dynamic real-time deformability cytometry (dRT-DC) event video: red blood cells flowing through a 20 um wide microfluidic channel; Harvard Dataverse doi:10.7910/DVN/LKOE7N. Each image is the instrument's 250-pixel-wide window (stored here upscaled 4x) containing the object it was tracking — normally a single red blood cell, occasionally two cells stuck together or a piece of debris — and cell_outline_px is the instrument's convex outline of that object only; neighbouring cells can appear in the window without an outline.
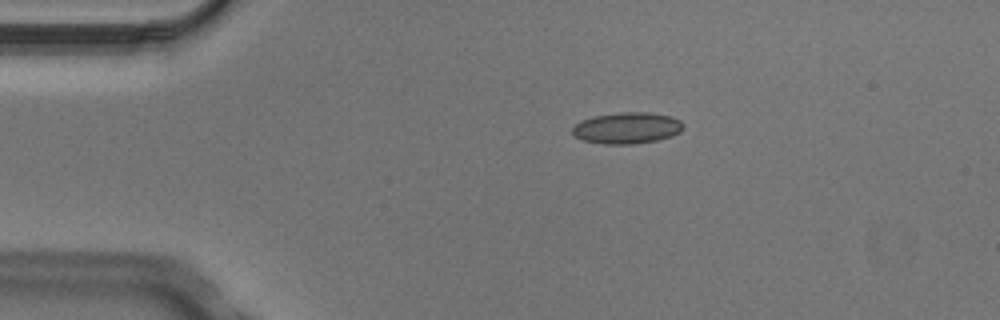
{"species": "Egyptian fruit bat (a non-hibernating species)", "species_latin": "Rousettus aegyptiacus", "temperature_condition": "cold", "stored_images_in_passage": 3, "camera_frame_rate_fps": 3000, "um_per_image_px": 0.085, "animal": {"sex": "male"}, "frame": {"image": 1, "passage_image": 1, "time_ms": 0.0, "image_size_px": [1000, 320], "cell_outline_px": [[684, 128], [680, 132], [672, 136], [656, 140], [632, 144], [604, 144], [584, 140], [572, 136], [572, 128], [580, 120], [592, 116], [616, 112], [648, 112], [672, 116], [680, 120], [684, 124]], "centroid_in_image_um": [53.29, 10.86], "position_along_channel_um": 31.7, "area_um2": 20.52}}